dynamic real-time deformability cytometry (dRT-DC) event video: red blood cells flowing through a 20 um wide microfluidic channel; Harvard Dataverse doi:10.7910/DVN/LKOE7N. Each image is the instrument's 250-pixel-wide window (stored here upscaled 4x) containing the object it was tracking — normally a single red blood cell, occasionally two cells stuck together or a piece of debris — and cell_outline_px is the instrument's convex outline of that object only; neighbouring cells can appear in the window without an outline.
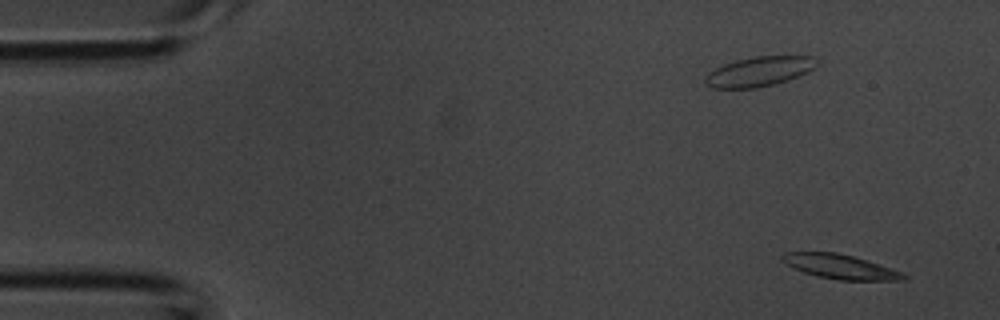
{"species": "common noctule bat (a hibernating species)", "species_latin": "Nyctalus noctula", "temperature_condition": "room temperature", "stored_images_in_passage": 41, "camera_frame_rate_fps": 3000, "um_per_image_px": 0.085, "animal": {"sex": "male", "body_mass_g": 20.1, "forearm_length_mm": 53.5}, "frame": {"image": 1, "passage_image": 2, "time_ms": 0.333, "image_size_px": [1000, 320], "cell_outline_px": [[908, 276], [904, 280], [840, 280], [816, 276], [804, 272], [780, 260], [780, 256], [784, 252], [836, 252], [852, 256], [904, 272]], "centroid_in_image_um": [71.42, 22.66], "position_along_channel_um": 13.6, "area_um2": 17.11}}
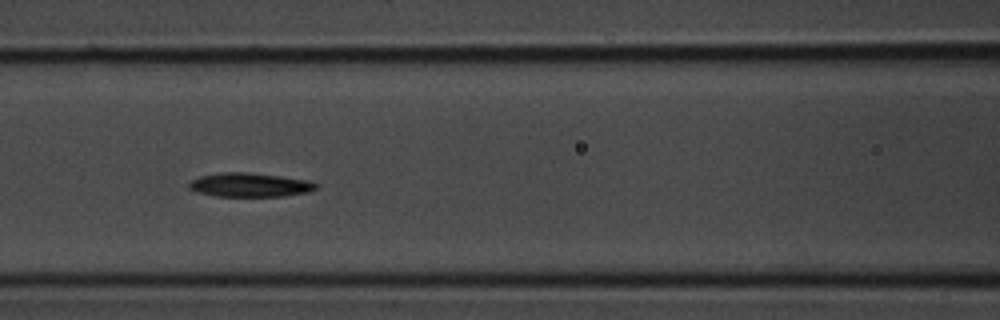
{"frame": {"image": 2, "passage_image": 17, "time_ms": 5.333, "image_size_px": [1000, 320], "cell_outline_px": [[320, 184], [316, 188], [308, 192], [284, 196], [216, 196], [200, 192], [188, 188], [188, 184], [192, 180], [200, 176], [220, 172], [248, 172], [312, 180]], "centroid_in_image_um": [21.29, 15.7], "position_along_channel_um": 145.3, "area_um2": 17.8}}
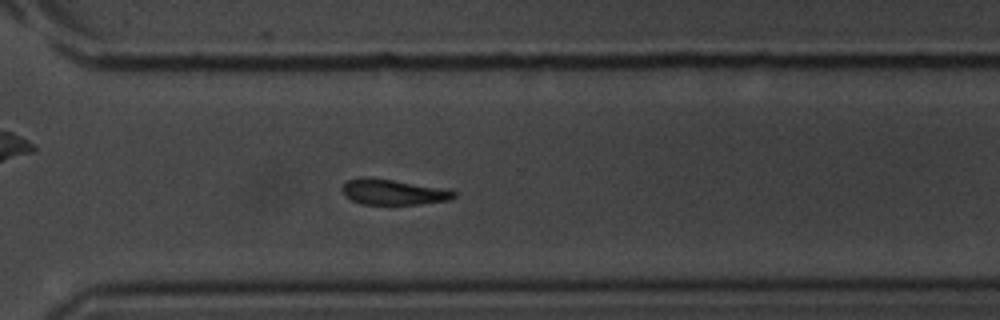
{"frame": {"image": 3, "passage_image": 29, "time_ms": 9.333, "image_size_px": [1000, 320], "cell_outline_px": [[456, 196], [448, 200], [416, 204], [360, 204], [344, 196], [340, 188], [348, 180], [360, 176], [364, 176], [452, 188], [456, 192]], "centroid_in_image_um": [33.44, 16.3], "position_along_channel_um": 337.2, "area_um2": 16.99}}